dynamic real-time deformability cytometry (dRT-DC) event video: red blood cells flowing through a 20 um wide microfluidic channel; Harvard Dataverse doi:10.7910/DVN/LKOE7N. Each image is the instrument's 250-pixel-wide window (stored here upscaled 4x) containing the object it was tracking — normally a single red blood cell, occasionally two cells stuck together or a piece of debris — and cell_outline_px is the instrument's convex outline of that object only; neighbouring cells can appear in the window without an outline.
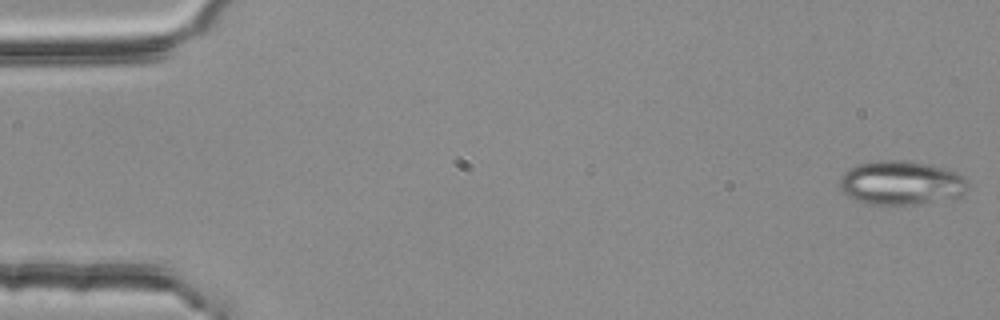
{"species": "common noctule bat (a hibernating species)", "species_latin": "Nyctalus noctula", "temperature_condition": "room temperature", "stored_images_in_passage": 54, "camera_frame_rate_fps": 3000, "um_per_image_px": 0.085, "animal": {"sex": "female", "body_mass_g": 25.1}, "frame": {"image": 1, "passage_image": 1, "time_ms": 0.0, "image_size_px": [1000, 320], "cell_outline_px": [[964, 192], [960, 196], [952, 200], [912, 204], [864, 204], [852, 200], [840, 192], [840, 176], [844, 172], [856, 164], [876, 160], [904, 160], [928, 164], [948, 168], [964, 176]], "centroid_in_image_um": [76.54, 15.55], "position_along_channel_um": 8.5, "area_um2": 33.35}}
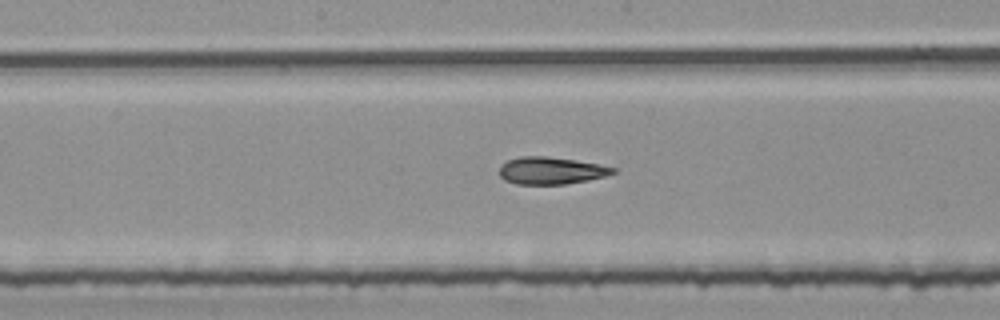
{"frame": {"image": 2, "passage_image": 28, "time_ms": 9.0, "image_size_px": [1000, 320], "cell_outline_px": [[616, 172], [604, 176], [588, 180], [564, 184], [516, 184], [504, 180], [500, 176], [500, 168], [508, 160], [520, 156], [548, 156], [576, 160], [600, 164], [616, 168]], "centroid_in_image_um": [46.85, 14.5], "position_along_channel_um": 201.4, "area_um2": 17.98}}
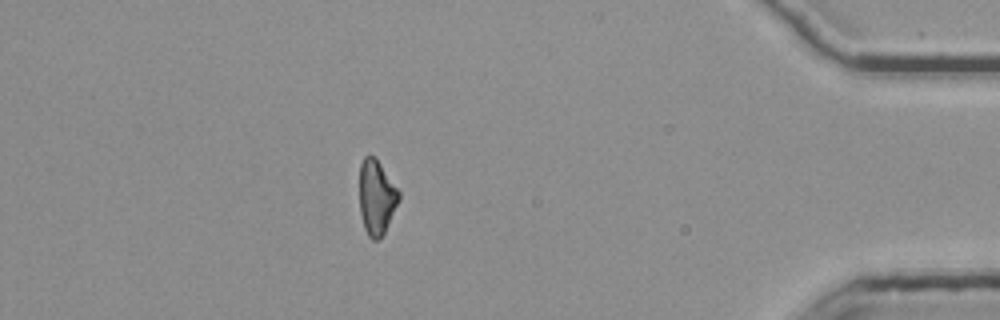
{"frame": {"image": 3, "passage_image": 48, "time_ms": 15.667, "image_size_px": [1000, 320], "cell_outline_px": [[400, 196], [384, 232], [380, 240], [372, 240], [368, 236], [364, 228], [360, 212], [360, 164], [364, 156], [376, 156], [400, 192]], "centroid_in_image_um": [31.99, 16.75], "position_along_channel_um": 403.2, "area_um2": 17.05}, "authors_computed_cell_mechanics": {"area_um2": 18.4093, "velocity_mm_per_s": 3.7744, "shape_relaxation_time_tau1_ms": null, "shape_relaxation_time_tau2_ms": 3.5686, "deformation_change_tau1": null, "deformation_change_tau2": 0.1155}}